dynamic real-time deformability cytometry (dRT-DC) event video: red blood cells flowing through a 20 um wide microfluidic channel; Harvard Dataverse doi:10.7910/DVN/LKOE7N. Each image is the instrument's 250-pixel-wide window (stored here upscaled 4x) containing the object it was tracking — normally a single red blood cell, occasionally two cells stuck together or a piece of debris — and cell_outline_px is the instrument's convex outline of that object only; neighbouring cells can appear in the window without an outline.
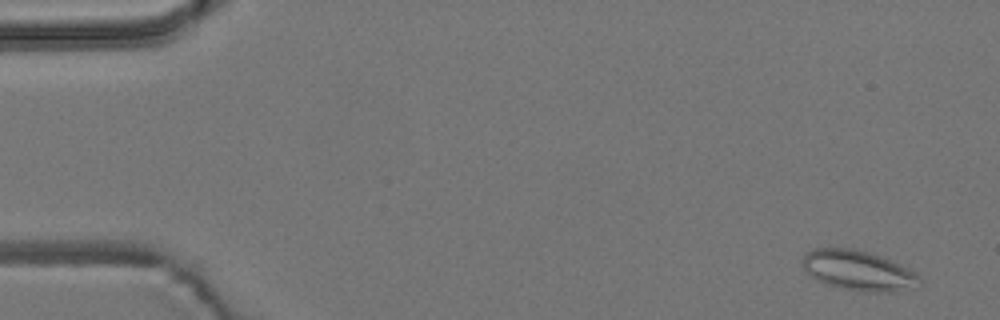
{"species": "common noctule bat (a hibernating species)", "species_latin": "Nyctalus noctula", "temperature_condition": "room temperature", "stored_images_in_passage": 17, "camera_frame_rate_fps": 3000, "um_per_image_px": 0.085, "animal": {"sex": "male", "body_mass_g": 19.2, "forearm_length_mm": 51.8}, "frame": {"image": 1, "passage_image": 3, "time_ms": 0.667, "image_size_px": [1000, 320], "cell_outline_px": [[920, 284], [916, 288], [888, 292], [872, 292], [840, 288], [816, 280], [804, 268], [804, 256], [812, 248], [852, 248], [868, 252], [908, 268], [916, 272], [920, 276]], "centroid_in_image_um": [72.99, 23.0], "position_along_channel_um": 12.0, "area_um2": 26.93}}